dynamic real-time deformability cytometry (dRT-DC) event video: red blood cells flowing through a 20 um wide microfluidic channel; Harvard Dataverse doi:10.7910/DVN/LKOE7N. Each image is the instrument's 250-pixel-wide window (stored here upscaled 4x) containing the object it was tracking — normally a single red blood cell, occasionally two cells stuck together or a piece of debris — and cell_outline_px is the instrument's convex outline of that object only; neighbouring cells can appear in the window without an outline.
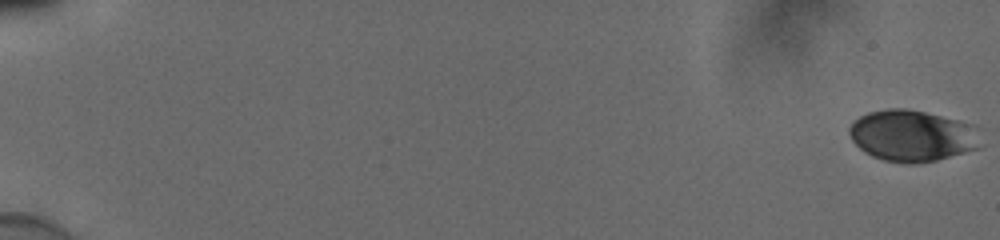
{"species": "human", "species_latin": "Homo sapiens", "temperature_condition": "cold", "stored_images_in_passage": 56, "camera_frame_rate_fps": 3000, "um_per_image_px": 0.085, "donor": {"sex": "male"}, "frame": {"image": 1, "passage_image": 1, "time_ms": 0.0, "image_size_px": [1000, 240], "cell_outline_px": [[984, 148], [936, 160], [912, 164], [908, 164], [884, 160], [872, 156], [864, 152], [852, 140], [848, 132], [848, 128], [852, 120], [868, 112], [888, 108], [904, 108], [924, 112], [976, 124]], "centroid_in_image_um": [77.59, 11.54], "position_along_channel_um": 7.4, "area_um2": 40.06}}
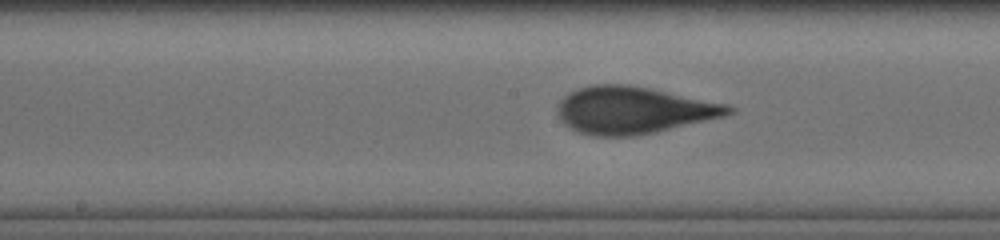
{"frame": {"image": 2, "passage_image": 32, "time_ms": 10.333, "image_size_px": [1000, 240], "cell_outline_px": [[736, 108], [732, 112], [724, 116], [656, 132], [632, 136], [592, 136], [580, 132], [564, 124], [560, 120], [556, 112], [556, 108], [560, 100], [568, 92], [592, 84], [628, 84], [652, 88], [728, 104]], "centroid_in_image_um": [53.81, 9.35], "position_along_channel_um": 194.4, "area_um2": 47.11}}
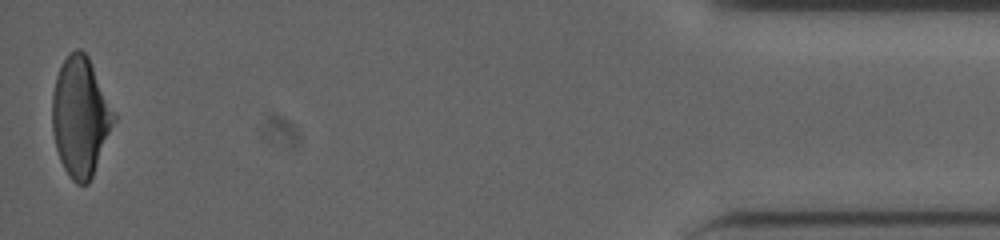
{"frame": {"image": 3, "passage_image": 56, "time_ms": 18.333, "image_size_px": [1000, 240], "cell_outline_px": [[116, 120], [92, 176], [88, 184], [76, 184], [68, 176], [60, 160], [56, 148], [52, 132], [52, 92], [56, 76], [64, 60], [76, 48], [80, 48], [88, 56], [116, 116]], "centroid_in_image_um": [6.82, 9.94], "position_along_channel_um": 428.4, "area_um2": 42.6}, "authors_computed_cell_mechanics": {"area_um2": 43.928, "velocity_mm_per_s": 3.8752, "shape_relaxation_time_tau1_ms": 4.6812, "shape_relaxation_time_tau2_ms": 0.6705, "deformation_change_tau1": 0.1392, "deformation_change_tau2": 0.043}}